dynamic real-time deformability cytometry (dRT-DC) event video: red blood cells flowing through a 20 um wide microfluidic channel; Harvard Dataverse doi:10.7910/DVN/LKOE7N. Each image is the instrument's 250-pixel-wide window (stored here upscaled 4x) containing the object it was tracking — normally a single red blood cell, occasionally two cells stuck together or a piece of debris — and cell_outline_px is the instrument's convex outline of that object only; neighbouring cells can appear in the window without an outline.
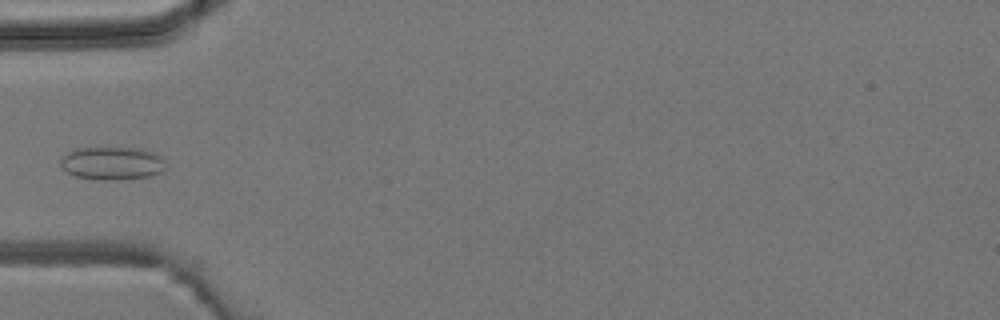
{"species": "common noctule bat (a hibernating species)", "species_latin": "Nyctalus noctula", "temperature_condition": "room temperature", "stored_images_in_passage": 4, "camera_frame_rate_fps": 3000, "um_per_image_px": 0.085, "animal": {"sex": "male", "body_mass_g": 19.2, "forearm_length_mm": 51.8}, "frame": {"image": 1, "passage_image": 4, "time_ms": 4.333, "image_size_px": [1000, 320], "cell_outline_px": [[164, 168], [160, 172], [148, 176], [116, 180], [104, 180], [76, 176], [68, 172], [60, 164], [60, 160], [68, 152], [76, 148], [132, 148], [152, 152], [160, 156]], "centroid_in_image_um": [9.49, 13.88], "position_along_channel_um": 75.5, "area_um2": 19.71}}